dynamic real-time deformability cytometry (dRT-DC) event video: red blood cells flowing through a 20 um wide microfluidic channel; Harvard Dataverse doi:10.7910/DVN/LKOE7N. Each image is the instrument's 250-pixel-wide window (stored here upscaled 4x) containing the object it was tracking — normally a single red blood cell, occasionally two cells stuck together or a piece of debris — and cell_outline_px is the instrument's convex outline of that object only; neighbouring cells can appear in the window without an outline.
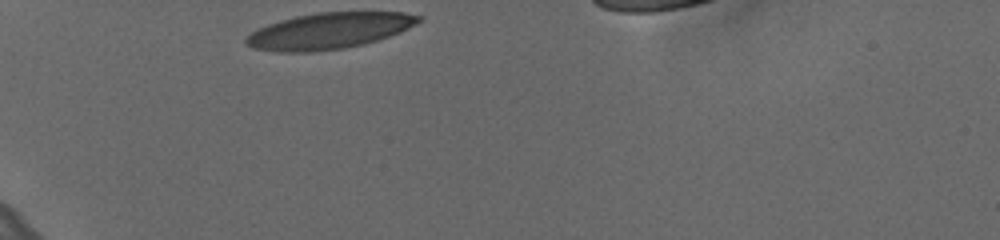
{"species": "human", "species_latin": "Homo sapiens", "temperature_condition": "cold", "stored_images_in_passage": 31, "camera_frame_rate_fps": 3000, "um_per_image_px": 0.085, "donor": {"sex": "female"}, "frame": {"image": 1, "passage_image": 1, "time_ms": 0.0, "image_size_px": [1000, 240], "cell_outline_px": [[424, 20], [400, 32], [364, 44], [344, 48], [308, 52], [276, 52], [252, 48], [244, 44], [244, 36], [256, 28], [280, 20], [296, 16], [320, 12], [404, 12], [424, 16]], "centroid_in_image_um": [27.93, 2.62], "position_along_channel_um": 57.1, "area_um2": 36.65}}
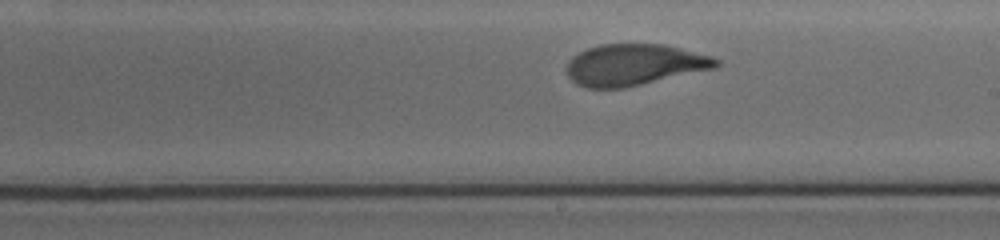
{"frame": {"image": 2, "passage_image": 18, "time_ms": 5.667, "image_size_px": [1000, 240], "cell_outline_px": [[720, 64], [716, 68], [624, 88], [588, 88], [576, 84], [568, 76], [564, 68], [568, 60], [572, 56], [588, 48], [600, 44], [664, 44], [712, 56], [720, 60]], "centroid_in_image_um": [53.89, 5.51], "position_along_channel_um": 235.1, "area_um2": 36.24}}
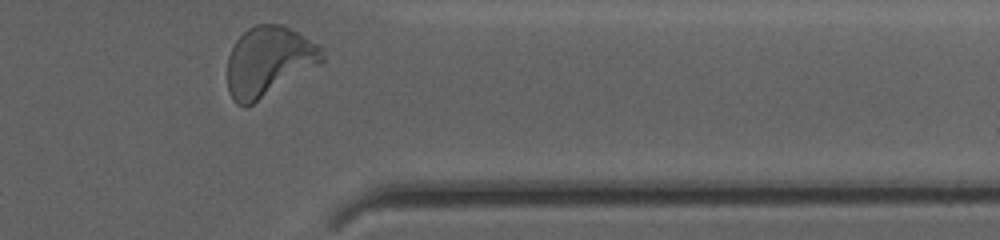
{"frame": {"image": 3, "passage_image": 31, "time_ms": 10.0, "image_size_px": [1000, 240], "cell_outline_px": [[324, 60], [320, 64], [252, 104], [244, 108], [236, 104], [232, 100], [228, 92], [228, 56], [236, 40], [248, 28], [256, 24], [284, 24], [320, 44], [324, 48]], "centroid_in_image_um": [22.85, 5.2], "position_along_channel_um": 388.5, "area_um2": 38.78}, "authors_computed_cell_mechanics": {"area_um2": 36.6452, "velocity_mm_per_s": 3.6019, "shape_relaxation_time_tau1_ms": 4.8581, "shape_relaxation_time_tau2_ms": 0.7616, "deformation_change_tau1": 0.1947, "deformation_change_tau2": 0.0725}}